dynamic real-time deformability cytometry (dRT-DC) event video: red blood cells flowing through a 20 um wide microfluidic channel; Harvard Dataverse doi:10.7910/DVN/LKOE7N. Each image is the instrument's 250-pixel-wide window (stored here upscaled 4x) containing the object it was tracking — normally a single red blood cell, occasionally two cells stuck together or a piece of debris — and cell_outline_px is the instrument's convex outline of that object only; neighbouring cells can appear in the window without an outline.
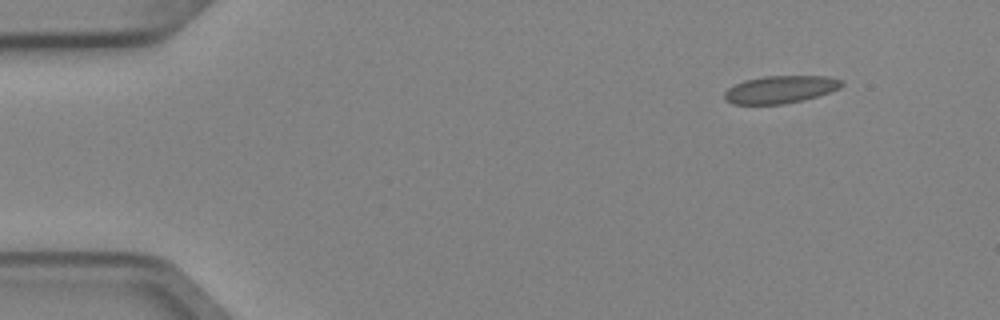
{"species": "Egyptian fruit bat (a non-hibernating species)", "species_latin": "Rousettus aegyptiacus", "temperature_condition": "cold", "stored_images_in_passage": 5, "camera_frame_rate_fps": 3000, "um_per_image_px": 0.085, "animal": {"sex": "female"}, "frame": {"image": 1, "passage_image": 1, "time_ms": 0.0, "image_size_px": [1000, 320], "cell_outline_px": [[844, 84], [840, 88], [804, 100], [784, 104], [732, 104], [724, 100], [724, 92], [728, 88], [744, 80], [764, 76], [828, 76], [844, 80]], "centroid_in_image_um": [66.33, 7.6], "position_along_channel_um": 18.7, "area_um2": 18.9}}
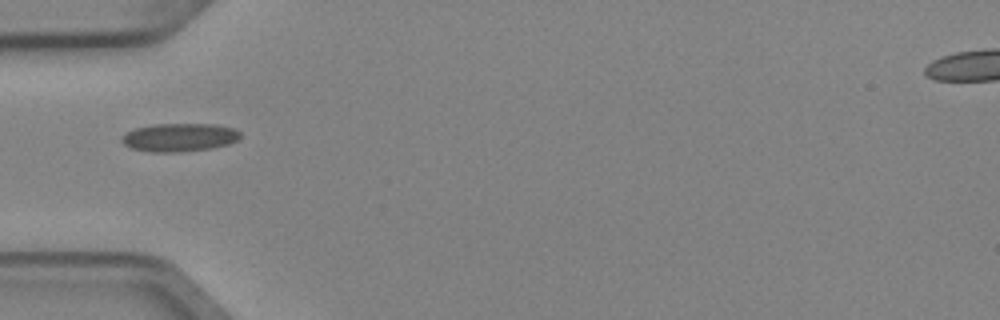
{"frame": {"image": 2, "passage_image": 4, "time_ms": 1.0, "image_size_px": [1000, 320], "cell_outline_px": [[240, 140], [228, 144], [212, 148], [176, 152], [148, 152], [132, 148], [124, 144], [120, 140], [120, 136], [136, 128], [152, 124], [216, 124], [232, 128], [240, 132]], "centroid_in_image_um": [15.24, 11.68], "position_along_channel_um": 69.8, "area_um2": 19.59}}
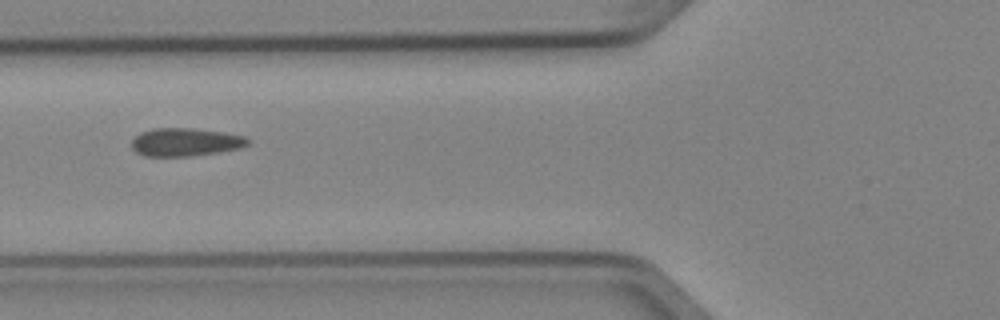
{"frame": {"image": 3, "passage_image": 5, "time_ms": 1.333, "image_size_px": [1000, 320], "cell_outline_px": [[248, 144], [240, 148], [192, 156], [144, 156], [136, 152], [132, 148], [132, 140], [140, 132], [152, 128], [192, 128], [224, 132], [244, 136], [248, 140]], "centroid_in_image_um": [15.72, 12.07], "position_along_channel_um": 110.1, "area_um2": 18.96}}